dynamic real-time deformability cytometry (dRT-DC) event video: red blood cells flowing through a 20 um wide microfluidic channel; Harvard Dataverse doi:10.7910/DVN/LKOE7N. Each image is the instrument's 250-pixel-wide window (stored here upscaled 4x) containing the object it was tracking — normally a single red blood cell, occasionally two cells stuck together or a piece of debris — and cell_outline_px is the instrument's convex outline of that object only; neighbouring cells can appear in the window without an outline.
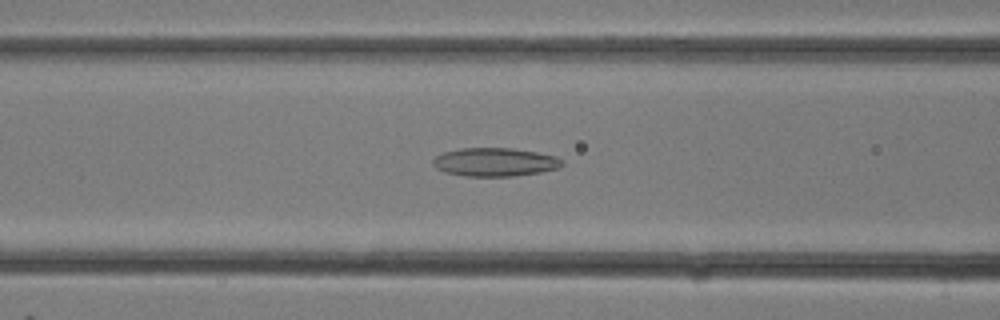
{"species": "common noctule bat (a hibernating species)", "species_latin": "Nyctalus noctula", "temperature_condition": "room temperature", "stored_images_in_passage": 14, "camera_frame_rate_fps": 3000, "um_per_image_px": 0.085, "animal": {"sex": "female"}, "frame": {"image": 1, "passage_image": 10, "time_ms": 3.0, "image_size_px": [1000, 320], "cell_outline_px": [[564, 164], [556, 168], [540, 172], [512, 176], [464, 176], [444, 172], [436, 168], [432, 164], [432, 160], [436, 156], [444, 152], [460, 148], [512, 148], [536, 152], [556, 156], [564, 160]], "centroid_in_image_um": [42.05, 13.77], "position_along_channel_um": 124.6, "area_um2": 21.44}}
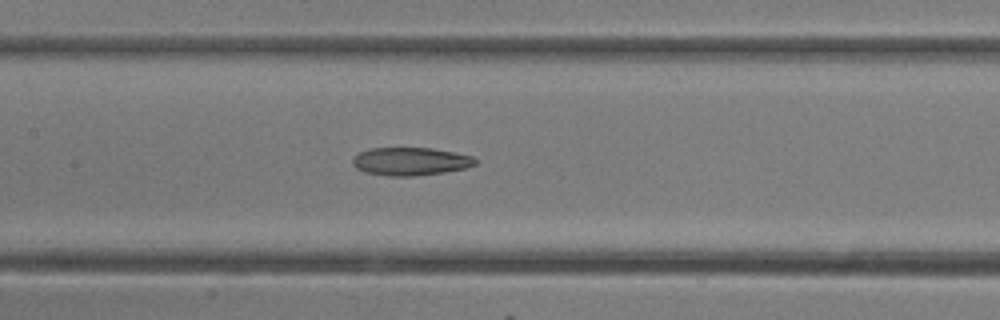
{"frame": {"image": 2, "passage_image": 12, "time_ms": 3.667, "image_size_px": [1000, 320], "cell_outline_px": [[476, 164], [464, 168], [444, 172], [412, 176], [388, 176], [364, 172], [356, 168], [352, 164], [352, 160], [360, 152], [368, 148], [432, 148], [472, 156], [476, 160]], "centroid_in_image_um": [34.85, 13.72], "position_along_channel_um": 172.5, "area_um2": 19.88}}
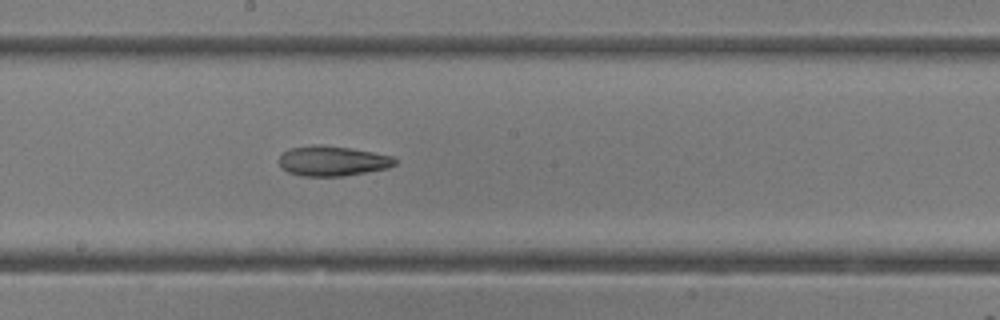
{"frame": {"image": 3, "passage_image": 14, "time_ms": 4.333, "image_size_px": [1000, 320], "cell_outline_px": [[396, 164], [388, 168], [344, 176], [304, 176], [288, 172], [280, 168], [280, 156], [288, 148], [312, 144], [320, 144], [352, 148], [392, 156], [396, 160]], "centroid_in_image_um": [28.24, 13.67], "position_along_channel_um": 220.0, "area_um2": 20.4}}